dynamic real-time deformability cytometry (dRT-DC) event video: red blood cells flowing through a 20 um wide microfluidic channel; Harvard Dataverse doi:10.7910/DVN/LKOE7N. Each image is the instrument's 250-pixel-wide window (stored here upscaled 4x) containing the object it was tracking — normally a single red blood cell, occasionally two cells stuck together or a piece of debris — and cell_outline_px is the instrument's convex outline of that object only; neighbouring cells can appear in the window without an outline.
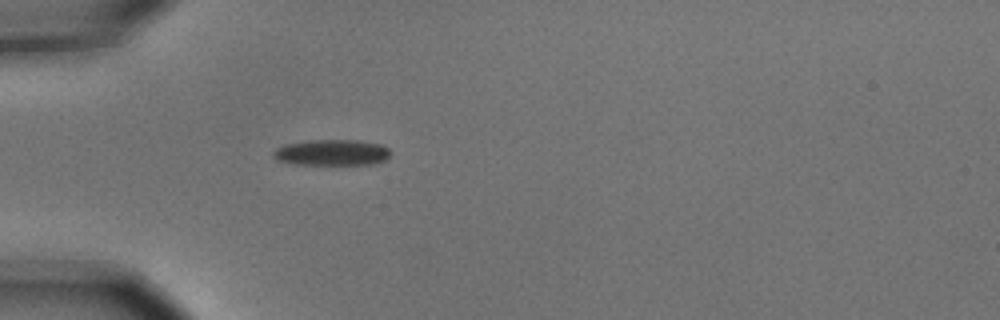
{"species": "common noctule bat (a hibernating species)", "species_latin": "Nyctalus noctula", "temperature_condition": "cold", "stored_images_in_passage": 1, "camera_frame_rate_fps": 3000, "um_per_image_px": 0.085, "animal": {"sex": "male", "body_mass_g": 15.6}, "frame": {"image": 1, "passage_image": 1, "time_ms": 0.0, "image_size_px": [1000, 320], "cell_outline_px": [[388, 156], [384, 160], [372, 164], [292, 164], [276, 160], [272, 156], [272, 152], [276, 148], [288, 144], [308, 140], [356, 140], [380, 144], [388, 148]], "centroid_in_image_um": [28.15, 12.96], "position_along_channel_um": 56.8, "area_um2": 17.57}}